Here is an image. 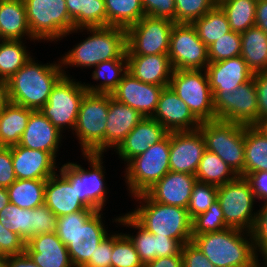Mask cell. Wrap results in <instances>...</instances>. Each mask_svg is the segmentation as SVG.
Wrapping results in <instances>:
<instances>
[{
	"label": "cell",
	"instance_id": "cell-58",
	"mask_svg": "<svg viewBox=\"0 0 267 267\" xmlns=\"http://www.w3.org/2000/svg\"><path fill=\"white\" fill-rule=\"evenodd\" d=\"M5 267H40L32 261L26 252L9 255L5 259Z\"/></svg>",
	"mask_w": 267,
	"mask_h": 267
},
{
	"label": "cell",
	"instance_id": "cell-51",
	"mask_svg": "<svg viewBox=\"0 0 267 267\" xmlns=\"http://www.w3.org/2000/svg\"><path fill=\"white\" fill-rule=\"evenodd\" d=\"M146 16L175 22V0H141Z\"/></svg>",
	"mask_w": 267,
	"mask_h": 267
},
{
	"label": "cell",
	"instance_id": "cell-31",
	"mask_svg": "<svg viewBox=\"0 0 267 267\" xmlns=\"http://www.w3.org/2000/svg\"><path fill=\"white\" fill-rule=\"evenodd\" d=\"M240 56L255 73L267 71V34L254 25L241 33Z\"/></svg>",
	"mask_w": 267,
	"mask_h": 267
},
{
	"label": "cell",
	"instance_id": "cell-41",
	"mask_svg": "<svg viewBox=\"0 0 267 267\" xmlns=\"http://www.w3.org/2000/svg\"><path fill=\"white\" fill-rule=\"evenodd\" d=\"M115 223H120L118 225H123L137 229V234L132 235L127 233L126 235L133 242L135 249L139 255V258L143 265L146 263L153 261L155 259V235L148 232L145 228H143L128 212L122 214L118 218H114Z\"/></svg>",
	"mask_w": 267,
	"mask_h": 267
},
{
	"label": "cell",
	"instance_id": "cell-22",
	"mask_svg": "<svg viewBox=\"0 0 267 267\" xmlns=\"http://www.w3.org/2000/svg\"><path fill=\"white\" fill-rule=\"evenodd\" d=\"M12 161L16 179H48L59 170L51 153L18 144L12 146Z\"/></svg>",
	"mask_w": 267,
	"mask_h": 267
},
{
	"label": "cell",
	"instance_id": "cell-62",
	"mask_svg": "<svg viewBox=\"0 0 267 267\" xmlns=\"http://www.w3.org/2000/svg\"><path fill=\"white\" fill-rule=\"evenodd\" d=\"M9 203L8 192L5 187H0V211Z\"/></svg>",
	"mask_w": 267,
	"mask_h": 267
},
{
	"label": "cell",
	"instance_id": "cell-3",
	"mask_svg": "<svg viewBox=\"0 0 267 267\" xmlns=\"http://www.w3.org/2000/svg\"><path fill=\"white\" fill-rule=\"evenodd\" d=\"M64 76L62 65L38 63L31 57L9 80V100L11 103L40 110L49 99L52 88Z\"/></svg>",
	"mask_w": 267,
	"mask_h": 267
},
{
	"label": "cell",
	"instance_id": "cell-4",
	"mask_svg": "<svg viewBox=\"0 0 267 267\" xmlns=\"http://www.w3.org/2000/svg\"><path fill=\"white\" fill-rule=\"evenodd\" d=\"M191 241L215 267H249L259 258L250 232L241 229L192 235Z\"/></svg>",
	"mask_w": 267,
	"mask_h": 267
},
{
	"label": "cell",
	"instance_id": "cell-33",
	"mask_svg": "<svg viewBox=\"0 0 267 267\" xmlns=\"http://www.w3.org/2000/svg\"><path fill=\"white\" fill-rule=\"evenodd\" d=\"M74 29L107 27L104 0H66Z\"/></svg>",
	"mask_w": 267,
	"mask_h": 267
},
{
	"label": "cell",
	"instance_id": "cell-49",
	"mask_svg": "<svg viewBox=\"0 0 267 267\" xmlns=\"http://www.w3.org/2000/svg\"><path fill=\"white\" fill-rule=\"evenodd\" d=\"M57 218L45 204L32 209L31 237L55 232Z\"/></svg>",
	"mask_w": 267,
	"mask_h": 267
},
{
	"label": "cell",
	"instance_id": "cell-13",
	"mask_svg": "<svg viewBox=\"0 0 267 267\" xmlns=\"http://www.w3.org/2000/svg\"><path fill=\"white\" fill-rule=\"evenodd\" d=\"M74 80L63 76L52 88L48 102L39 110L62 133L68 128L73 133L80 103L87 93L84 82Z\"/></svg>",
	"mask_w": 267,
	"mask_h": 267
},
{
	"label": "cell",
	"instance_id": "cell-5",
	"mask_svg": "<svg viewBox=\"0 0 267 267\" xmlns=\"http://www.w3.org/2000/svg\"><path fill=\"white\" fill-rule=\"evenodd\" d=\"M132 197L140 205L128 213L148 232L176 239L182 245L192 240V220L186 208L155 202L146 193Z\"/></svg>",
	"mask_w": 267,
	"mask_h": 267
},
{
	"label": "cell",
	"instance_id": "cell-21",
	"mask_svg": "<svg viewBox=\"0 0 267 267\" xmlns=\"http://www.w3.org/2000/svg\"><path fill=\"white\" fill-rule=\"evenodd\" d=\"M196 182L195 175L169 171L145 193L155 202L187 209Z\"/></svg>",
	"mask_w": 267,
	"mask_h": 267
},
{
	"label": "cell",
	"instance_id": "cell-30",
	"mask_svg": "<svg viewBox=\"0 0 267 267\" xmlns=\"http://www.w3.org/2000/svg\"><path fill=\"white\" fill-rule=\"evenodd\" d=\"M263 171H267V136L256 125H244V177Z\"/></svg>",
	"mask_w": 267,
	"mask_h": 267
},
{
	"label": "cell",
	"instance_id": "cell-38",
	"mask_svg": "<svg viewBox=\"0 0 267 267\" xmlns=\"http://www.w3.org/2000/svg\"><path fill=\"white\" fill-rule=\"evenodd\" d=\"M192 24L207 47L231 31L226 15L218 5Z\"/></svg>",
	"mask_w": 267,
	"mask_h": 267
},
{
	"label": "cell",
	"instance_id": "cell-37",
	"mask_svg": "<svg viewBox=\"0 0 267 267\" xmlns=\"http://www.w3.org/2000/svg\"><path fill=\"white\" fill-rule=\"evenodd\" d=\"M195 176L198 182L215 186L224 185L237 177L218 155L208 150L203 153Z\"/></svg>",
	"mask_w": 267,
	"mask_h": 267
},
{
	"label": "cell",
	"instance_id": "cell-66",
	"mask_svg": "<svg viewBox=\"0 0 267 267\" xmlns=\"http://www.w3.org/2000/svg\"><path fill=\"white\" fill-rule=\"evenodd\" d=\"M0 267H5V260H0Z\"/></svg>",
	"mask_w": 267,
	"mask_h": 267
},
{
	"label": "cell",
	"instance_id": "cell-35",
	"mask_svg": "<svg viewBox=\"0 0 267 267\" xmlns=\"http://www.w3.org/2000/svg\"><path fill=\"white\" fill-rule=\"evenodd\" d=\"M47 179H17L7 189L9 202L22 209H34L44 204Z\"/></svg>",
	"mask_w": 267,
	"mask_h": 267
},
{
	"label": "cell",
	"instance_id": "cell-7",
	"mask_svg": "<svg viewBox=\"0 0 267 267\" xmlns=\"http://www.w3.org/2000/svg\"><path fill=\"white\" fill-rule=\"evenodd\" d=\"M32 36L38 41L57 42L74 30L66 0H23Z\"/></svg>",
	"mask_w": 267,
	"mask_h": 267
},
{
	"label": "cell",
	"instance_id": "cell-27",
	"mask_svg": "<svg viewBox=\"0 0 267 267\" xmlns=\"http://www.w3.org/2000/svg\"><path fill=\"white\" fill-rule=\"evenodd\" d=\"M127 72L152 85L169 86L173 68L168 54L126 55Z\"/></svg>",
	"mask_w": 267,
	"mask_h": 267
},
{
	"label": "cell",
	"instance_id": "cell-67",
	"mask_svg": "<svg viewBox=\"0 0 267 267\" xmlns=\"http://www.w3.org/2000/svg\"><path fill=\"white\" fill-rule=\"evenodd\" d=\"M215 1L218 4V3H220L221 1H224V0H215Z\"/></svg>",
	"mask_w": 267,
	"mask_h": 267
},
{
	"label": "cell",
	"instance_id": "cell-63",
	"mask_svg": "<svg viewBox=\"0 0 267 267\" xmlns=\"http://www.w3.org/2000/svg\"><path fill=\"white\" fill-rule=\"evenodd\" d=\"M256 126L267 136V118L259 121Z\"/></svg>",
	"mask_w": 267,
	"mask_h": 267
},
{
	"label": "cell",
	"instance_id": "cell-18",
	"mask_svg": "<svg viewBox=\"0 0 267 267\" xmlns=\"http://www.w3.org/2000/svg\"><path fill=\"white\" fill-rule=\"evenodd\" d=\"M165 87L168 86L144 83L127 72L111 95L117 101L137 110L143 117H152L160 93Z\"/></svg>",
	"mask_w": 267,
	"mask_h": 267
},
{
	"label": "cell",
	"instance_id": "cell-50",
	"mask_svg": "<svg viewBox=\"0 0 267 267\" xmlns=\"http://www.w3.org/2000/svg\"><path fill=\"white\" fill-rule=\"evenodd\" d=\"M25 245L26 241L20 235L0 222V249L6 256L24 253Z\"/></svg>",
	"mask_w": 267,
	"mask_h": 267
},
{
	"label": "cell",
	"instance_id": "cell-26",
	"mask_svg": "<svg viewBox=\"0 0 267 267\" xmlns=\"http://www.w3.org/2000/svg\"><path fill=\"white\" fill-rule=\"evenodd\" d=\"M46 180L44 204L57 216L61 217L88 208L77 196L76 185L60 172Z\"/></svg>",
	"mask_w": 267,
	"mask_h": 267
},
{
	"label": "cell",
	"instance_id": "cell-2",
	"mask_svg": "<svg viewBox=\"0 0 267 267\" xmlns=\"http://www.w3.org/2000/svg\"><path fill=\"white\" fill-rule=\"evenodd\" d=\"M84 30L90 35L60 58L64 76L70 77L64 70L69 66L86 69L107 60L127 58L126 29L113 26L78 28L72 30L70 34Z\"/></svg>",
	"mask_w": 267,
	"mask_h": 267
},
{
	"label": "cell",
	"instance_id": "cell-12",
	"mask_svg": "<svg viewBox=\"0 0 267 267\" xmlns=\"http://www.w3.org/2000/svg\"><path fill=\"white\" fill-rule=\"evenodd\" d=\"M217 200L228 227L251 231L257 214L254 211L256 198L246 177L237 176L234 180L218 186Z\"/></svg>",
	"mask_w": 267,
	"mask_h": 267
},
{
	"label": "cell",
	"instance_id": "cell-56",
	"mask_svg": "<svg viewBox=\"0 0 267 267\" xmlns=\"http://www.w3.org/2000/svg\"><path fill=\"white\" fill-rule=\"evenodd\" d=\"M182 246L176 239L155 235V258L181 255Z\"/></svg>",
	"mask_w": 267,
	"mask_h": 267
},
{
	"label": "cell",
	"instance_id": "cell-59",
	"mask_svg": "<svg viewBox=\"0 0 267 267\" xmlns=\"http://www.w3.org/2000/svg\"><path fill=\"white\" fill-rule=\"evenodd\" d=\"M144 267H183L182 256L172 255L169 257L155 258L153 261L146 263Z\"/></svg>",
	"mask_w": 267,
	"mask_h": 267
},
{
	"label": "cell",
	"instance_id": "cell-36",
	"mask_svg": "<svg viewBox=\"0 0 267 267\" xmlns=\"http://www.w3.org/2000/svg\"><path fill=\"white\" fill-rule=\"evenodd\" d=\"M104 4L107 26L127 29L145 16L141 0H104Z\"/></svg>",
	"mask_w": 267,
	"mask_h": 267
},
{
	"label": "cell",
	"instance_id": "cell-55",
	"mask_svg": "<svg viewBox=\"0 0 267 267\" xmlns=\"http://www.w3.org/2000/svg\"><path fill=\"white\" fill-rule=\"evenodd\" d=\"M258 99V122L267 118V71L253 75Z\"/></svg>",
	"mask_w": 267,
	"mask_h": 267
},
{
	"label": "cell",
	"instance_id": "cell-10",
	"mask_svg": "<svg viewBox=\"0 0 267 267\" xmlns=\"http://www.w3.org/2000/svg\"><path fill=\"white\" fill-rule=\"evenodd\" d=\"M85 161L90 164L89 169L80 164L67 162L59 168V171L72 183L76 185V192L80 200L93 210L99 211L105 207L108 187L106 188L105 173L103 170V154L82 153ZM92 169V170H91Z\"/></svg>",
	"mask_w": 267,
	"mask_h": 267
},
{
	"label": "cell",
	"instance_id": "cell-32",
	"mask_svg": "<svg viewBox=\"0 0 267 267\" xmlns=\"http://www.w3.org/2000/svg\"><path fill=\"white\" fill-rule=\"evenodd\" d=\"M32 111L10 102L0 112V146L10 147L20 142Z\"/></svg>",
	"mask_w": 267,
	"mask_h": 267
},
{
	"label": "cell",
	"instance_id": "cell-44",
	"mask_svg": "<svg viewBox=\"0 0 267 267\" xmlns=\"http://www.w3.org/2000/svg\"><path fill=\"white\" fill-rule=\"evenodd\" d=\"M228 228L218 200L209 209L192 220V235L218 232Z\"/></svg>",
	"mask_w": 267,
	"mask_h": 267
},
{
	"label": "cell",
	"instance_id": "cell-9",
	"mask_svg": "<svg viewBox=\"0 0 267 267\" xmlns=\"http://www.w3.org/2000/svg\"><path fill=\"white\" fill-rule=\"evenodd\" d=\"M206 150L218 155L237 176L244 177V125L222 120L201 122Z\"/></svg>",
	"mask_w": 267,
	"mask_h": 267
},
{
	"label": "cell",
	"instance_id": "cell-29",
	"mask_svg": "<svg viewBox=\"0 0 267 267\" xmlns=\"http://www.w3.org/2000/svg\"><path fill=\"white\" fill-rule=\"evenodd\" d=\"M37 41L31 34L23 0H0L1 40Z\"/></svg>",
	"mask_w": 267,
	"mask_h": 267
},
{
	"label": "cell",
	"instance_id": "cell-17",
	"mask_svg": "<svg viewBox=\"0 0 267 267\" xmlns=\"http://www.w3.org/2000/svg\"><path fill=\"white\" fill-rule=\"evenodd\" d=\"M205 150L199 130L170 132V171L195 175Z\"/></svg>",
	"mask_w": 267,
	"mask_h": 267
},
{
	"label": "cell",
	"instance_id": "cell-8",
	"mask_svg": "<svg viewBox=\"0 0 267 267\" xmlns=\"http://www.w3.org/2000/svg\"><path fill=\"white\" fill-rule=\"evenodd\" d=\"M169 154L170 132L127 163L124 177L131 197L145 193L170 171Z\"/></svg>",
	"mask_w": 267,
	"mask_h": 267
},
{
	"label": "cell",
	"instance_id": "cell-42",
	"mask_svg": "<svg viewBox=\"0 0 267 267\" xmlns=\"http://www.w3.org/2000/svg\"><path fill=\"white\" fill-rule=\"evenodd\" d=\"M0 222L26 242L31 238L32 209H22L9 202L0 211Z\"/></svg>",
	"mask_w": 267,
	"mask_h": 267
},
{
	"label": "cell",
	"instance_id": "cell-39",
	"mask_svg": "<svg viewBox=\"0 0 267 267\" xmlns=\"http://www.w3.org/2000/svg\"><path fill=\"white\" fill-rule=\"evenodd\" d=\"M257 0H224L217 5L225 13L230 29L243 33L255 25V11Z\"/></svg>",
	"mask_w": 267,
	"mask_h": 267
},
{
	"label": "cell",
	"instance_id": "cell-40",
	"mask_svg": "<svg viewBox=\"0 0 267 267\" xmlns=\"http://www.w3.org/2000/svg\"><path fill=\"white\" fill-rule=\"evenodd\" d=\"M23 40L0 41V78L9 80L24 64L31 59Z\"/></svg>",
	"mask_w": 267,
	"mask_h": 267
},
{
	"label": "cell",
	"instance_id": "cell-16",
	"mask_svg": "<svg viewBox=\"0 0 267 267\" xmlns=\"http://www.w3.org/2000/svg\"><path fill=\"white\" fill-rule=\"evenodd\" d=\"M216 119L253 126L258 123V99L253 78L233 94H213Z\"/></svg>",
	"mask_w": 267,
	"mask_h": 267
},
{
	"label": "cell",
	"instance_id": "cell-24",
	"mask_svg": "<svg viewBox=\"0 0 267 267\" xmlns=\"http://www.w3.org/2000/svg\"><path fill=\"white\" fill-rule=\"evenodd\" d=\"M25 252L40 267H74L67 246L55 232L31 237Z\"/></svg>",
	"mask_w": 267,
	"mask_h": 267
},
{
	"label": "cell",
	"instance_id": "cell-64",
	"mask_svg": "<svg viewBox=\"0 0 267 267\" xmlns=\"http://www.w3.org/2000/svg\"><path fill=\"white\" fill-rule=\"evenodd\" d=\"M261 262V260L260 259H258V260H256L251 266H249V267H267V258H263V260L262 261H264V262ZM264 263V264H263ZM261 264H263L262 266H261Z\"/></svg>",
	"mask_w": 267,
	"mask_h": 267
},
{
	"label": "cell",
	"instance_id": "cell-54",
	"mask_svg": "<svg viewBox=\"0 0 267 267\" xmlns=\"http://www.w3.org/2000/svg\"><path fill=\"white\" fill-rule=\"evenodd\" d=\"M112 234L106 236L96 247L90 260L83 267H111Z\"/></svg>",
	"mask_w": 267,
	"mask_h": 267
},
{
	"label": "cell",
	"instance_id": "cell-23",
	"mask_svg": "<svg viewBox=\"0 0 267 267\" xmlns=\"http://www.w3.org/2000/svg\"><path fill=\"white\" fill-rule=\"evenodd\" d=\"M62 134L39 110H33L18 145L49 152L56 158Z\"/></svg>",
	"mask_w": 267,
	"mask_h": 267
},
{
	"label": "cell",
	"instance_id": "cell-25",
	"mask_svg": "<svg viewBox=\"0 0 267 267\" xmlns=\"http://www.w3.org/2000/svg\"><path fill=\"white\" fill-rule=\"evenodd\" d=\"M167 134L168 131L155 119L144 117L114 151L127 164Z\"/></svg>",
	"mask_w": 267,
	"mask_h": 267
},
{
	"label": "cell",
	"instance_id": "cell-43",
	"mask_svg": "<svg viewBox=\"0 0 267 267\" xmlns=\"http://www.w3.org/2000/svg\"><path fill=\"white\" fill-rule=\"evenodd\" d=\"M111 267H144L133 242L125 233H112Z\"/></svg>",
	"mask_w": 267,
	"mask_h": 267
},
{
	"label": "cell",
	"instance_id": "cell-6",
	"mask_svg": "<svg viewBox=\"0 0 267 267\" xmlns=\"http://www.w3.org/2000/svg\"><path fill=\"white\" fill-rule=\"evenodd\" d=\"M109 111V94L86 93L80 103L76 135L82 153L103 154Z\"/></svg>",
	"mask_w": 267,
	"mask_h": 267
},
{
	"label": "cell",
	"instance_id": "cell-15",
	"mask_svg": "<svg viewBox=\"0 0 267 267\" xmlns=\"http://www.w3.org/2000/svg\"><path fill=\"white\" fill-rule=\"evenodd\" d=\"M168 56L173 70H205L210 63L207 46L188 23L174 24Z\"/></svg>",
	"mask_w": 267,
	"mask_h": 267
},
{
	"label": "cell",
	"instance_id": "cell-46",
	"mask_svg": "<svg viewBox=\"0 0 267 267\" xmlns=\"http://www.w3.org/2000/svg\"><path fill=\"white\" fill-rule=\"evenodd\" d=\"M217 192L218 186L196 182L187 207L191 220L209 209L214 201L217 200Z\"/></svg>",
	"mask_w": 267,
	"mask_h": 267
},
{
	"label": "cell",
	"instance_id": "cell-20",
	"mask_svg": "<svg viewBox=\"0 0 267 267\" xmlns=\"http://www.w3.org/2000/svg\"><path fill=\"white\" fill-rule=\"evenodd\" d=\"M205 70L213 94H233V89L254 75L240 55L209 63Z\"/></svg>",
	"mask_w": 267,
	"mask_h": 267
},
{
	"label": "cell",
	"instance_id": "cell-57",
	"mask_svg": "<svg viewBox=\"0 0 267 267\" xmlns=\"http://www.w3.org/2000/svg\"><path fill=\"white\" fill-rule=\"evenodd\" d=\"M247 179L252 186L256 200L267 201V171L252 173Z\"/></svg>",
	"mask_w": 267,
	"mask_h": 267
},
{
	"label": "cell",
	"instance_id": "cell-53",
	"mask_svg": "<svg viewBox=\"0 0 267 267\" xmlns=\"http://www.w3.org/2000/svg\"><path fill=\"white\" fill-rule=\"evenodd\" d=\"M16 180L12 161V146H0V187L8 188Z\"/></svg>",
	"mask_w": 267,
	"mask_h": 267
},
{
	"label": "cell",
	"instance_id": "cell-1",
	"mask_svg": "<svg viewBox=\"0 0 267 267\" xmlns=\"http://www.w3.org/2000/svg\"><path fill=\"white\" fill-rule=\"evenodd\" d=\"M102 210L83 209L57 218L56 235L67 246L74 267H83L108 236Z\"/></svg>",
	"mask_w": 267,
	"mask_h": 267
},
{
	"label": "cell",
	"instance_id": "cell-45",
	"mask_svg": "<svg viewBox=\"0 0 267 267\" xmlns=\"http://www.w3.org/2000/svg\"><path fill=\"white\" fill-rule=\"evenodd\" d=\"M241 47V34L231 30L207 47L209 62L214 63L239 56Z\"/></svg>",
	"mask_w": 267,
	"mask_h": 267
},
{
	"label": "cell",
	"instance_id": "cell-14",
	"mask_svg": "<svg viewBox=\"0 0 267 267\" xmlns=\"http://www.w3.org/2000/svg\"><path fill=\"white\" fill-rule=\"evenodd\" d=\"M174 24L166 18L143 16L126 29V55L168 54Z\"/></svg>",
	"mask_w": 267,
	"mask_h": 267
},
{
	"label": "cell",
	"instance_id": "cell-65",
	"mask_svg": "<svg viewBox=\"0 0 267 267\" xmlns=\"http://www.w3.org/2000/svg\"><path fill=\"white\" fill-rule=\"evenodd\" d=\"M6 255L2 252V250L0 249V260H5L6 259Z\"/></svg>",
	"mask_w": 267,
	"mask_h": 267
},
{
	"label": "cell",
	"instance_id": "cell-48",
	"mask_svg": "<svg viewBox=\"0 0 267 267\" xmlns=\"http://www.w3.org/2000/svg\"><path fill=\"white\" fill-rule=\"evenodd\" d=\"M256 219L250 231L256 254L267 258V201L256 211ZM259 252V253H258Z\"/></svg>",
	"mask_w": 267,
	"mask_h": 267
},
{
	"label": "cell",
	"instance_id": "cell-11",
	"mask_svg": "<svg viewBox=\"0 0 267 267\" xmlns=\"http://www.w3.org/2000/svg\"><path fill=\"white\" fill-rule=\"evenodd\" d=\"M169 87L200 122L216 120L206 70H173Z\"/></svg>",
	"mask_w": 267,
	"mask_h": 267
},
{
	"label": "cell",
	"instance_id": "cell-28",
	"mask_svg": "<svg viewBox=\"0 0 267 267\" xmlns=\"http://www.w3.org/2000/svg\"><path fill=\"white\" fill-rule=\"evenodd\" d=\"M144 117L133 108L109 94V111L105 133V152L116 149Z\"/></svg>",
	"mask_w": 267,
	"mask_h": 267
},
{
	"label": "cell",
	"instance_id": "cell-52",
	"mask_svg": "<svg viewBox=\"0 0 267 267\" xmlns=\"http://www.w3.org/2000/svg\"><path fill=\"white\" fill-rule=\"evenodd\" d=\"M181 256L183 267H215L192 241L182 246Z\"/></svg>",
	"mask_w": 267,
	"mask_h": 267
},
{
	"label": "cell",
	"instance_id": "cell-61",
	"mask_svg": "<svg viewBox=\"0 0 267 267\" xmlns=\"http://www.w3.org/2000/svg\"><path fill=\"white\" fill-rule=\"evenodd\" d=\"M10 103L8 80L0 78V112Z\"/></svg>",
	"mask_w": 267,
	"mask_h": 267
},
{
	"label": "cell",
	"instance_id": "cell-47",
	"mask_svg": "<svg viewBox=\"0 0 267 267\" xmlns=\"http://www.w3.org/2000/svg\"><path fill=\"white\" fill-rule=\"evenodd\" d=\"M216 5L215 0H175V23L192 24Z\"/></svg>",
	"mask_w": 267,
	"mask_h": 267
},
{
	"label": "cell",
	"instance_id": "cell-34",
	"mask_svg": "<svg viewBox=\"0 0 267 267\" xmlns=\"http://www.w3.org/2000/svg\"><path fill=\"white\" fill-rule=\"evenodd\" d=\"M92 79L100 81L97 85L85 84L88 93L111 94L127 73V58L111 59L97 64ZM102 80V81H101Z\"/></svg>",
	"mask_w": 267,
	"mask_h": 267
},
{
	"label": "cell",
	"instance_id": "cell-60",
	"mask_svg": "<svg viewBox=\"0 0 267 267\" xmlns=\"http://www.w3.org/2000/svg\"><path fill=\"white\" fill-rule=\"evenodd\" d=\"M255 25L267 34V0H257Z\"/></svg>",
	"mask_w": 267,
	"mask_h": 267
},
{
	"label": "cell",
	"instance_id": "cell-19",
	"mask_svg": "<svg viewBox=\"0 0 267 267\" xmlns=\"http://www.w3.org/2000/svg\"><path fill=\"white\" fill-rule=\"evenodd\" d=\"M151 118L160 123L168 132L195 131L201 125L189 107L169 86L161 91L156 110Z\"/></svg>",
	"mask_w": 267,
	"mask_h": 267
}]
</instances>
